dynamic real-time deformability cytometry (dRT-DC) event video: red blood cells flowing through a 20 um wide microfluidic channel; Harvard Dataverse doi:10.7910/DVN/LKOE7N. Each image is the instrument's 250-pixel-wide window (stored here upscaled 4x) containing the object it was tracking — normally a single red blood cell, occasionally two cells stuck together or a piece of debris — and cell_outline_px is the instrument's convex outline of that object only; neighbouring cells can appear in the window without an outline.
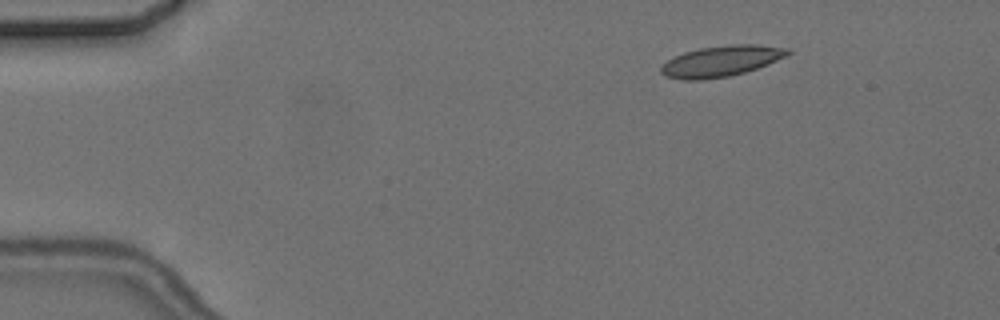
{"species": "common noctule bat (a hibernating species)", "species_latin": "Nyctalus noctula", "temperature_condition": "cold", "stored_images_in_passage": 8, "camera_frame_rate_fps": 3000, "um_per_image_px": 0.085, "animal": {"sex": "female", "body_mass_g": 24.6, "forearm_length_mm": 56.2}, "frame": {"image": 1, "passage_image": 2, "time_ms": 1.0, "image_size_px": [1000, 320], "cell_outline_px": [[792, 52], [788, 56], [768, 64], [744, 72], [728, 76], [700, 80], [684, 80], [664, 76], [660, 72], [660, 68], [668, 60], [684, 52], [700, 48], [732, 44], [760, 44], [792, 48]], "centroid_in_image_um": [61.36, 5.18], "position_along_channel_um": 23.6, "area_um2": 22.89}}
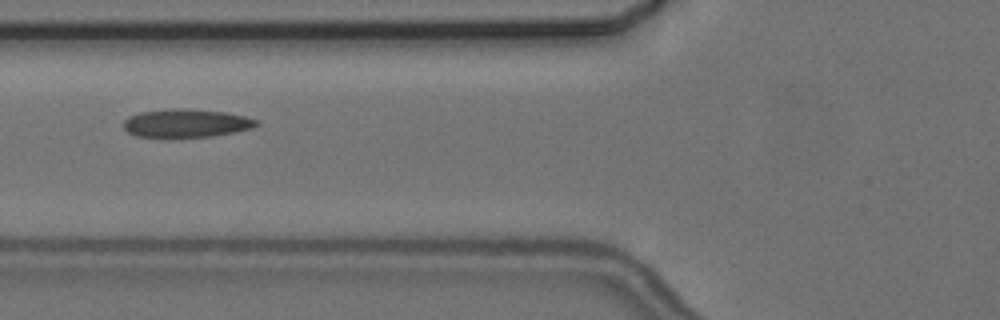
{"frame": {"image": 2, "passage_image": 6, "time_ms": 5.667, "image_size_px": [1000, 320], "cell_outline_px": [[260, 124], [252, 128], [212, 136], [164, 140], [136, 136], [128, 132], [124, 128], [124, 120], [128, 116], [140, 112], [172, 108], [180, 108], [224, 112], [244, 116], [260, 120]], "centroid_in_image_um": [15.77, 10.51], "position_along_channel_um": 110.0, "area_um2": 22.66}}
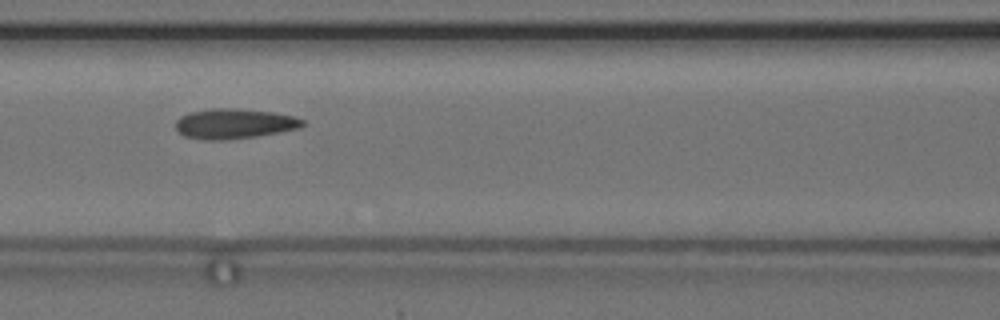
{"frame": {"image": 3, "passage_image": 7, "time_ms": 6.667, "image_size_px": [1000, 320], "cell_outline_px": [[304, 124], [300, 128], [280, 132], [256, 136], [224, 140], [204, 140], [184, 136], [176, 128], [176, 120], [180, 116], [188, 112], [212, 108], [236, 108], [272, 112], [296, 116], [304, 120]], "centroid_in_image_um": [19.91, 10.51], "position_along_channel_um": 146.7, "area_um2": 22.37}}